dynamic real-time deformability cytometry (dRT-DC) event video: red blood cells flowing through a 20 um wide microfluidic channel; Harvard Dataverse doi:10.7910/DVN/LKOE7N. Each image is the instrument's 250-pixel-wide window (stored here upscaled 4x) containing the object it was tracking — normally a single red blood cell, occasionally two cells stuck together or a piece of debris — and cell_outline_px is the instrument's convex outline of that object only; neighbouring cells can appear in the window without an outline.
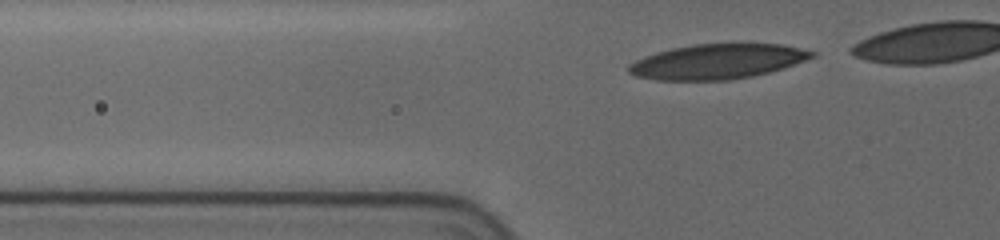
{"species": "human", "species_latin": "Homo sapiens", "temperature_condition": "cold", "stored_images_in_passage": 12, "camera_frame_rate_fps": 3000, "um_per_image_px": 0.085, "donor": {"sex": "female"}, "frame": {"image": 1, "passage_image": 4, "time_ms": 1.0, "image_size_px": [1000, 240], "cell_outline_px": [[816, 56], [784, 68], [752, 76], [728, 80], [656, 80], [636, 76], [628, 72], [628, 64], [644, 56], [656, 52], [672, 48], [692, 44], [780, 44], [800, 48], [816, 52]], "centroid_in_image_um": [60.96, 5.23], "position_along_channel_um": 64.8, "area_um2": 37.22}}
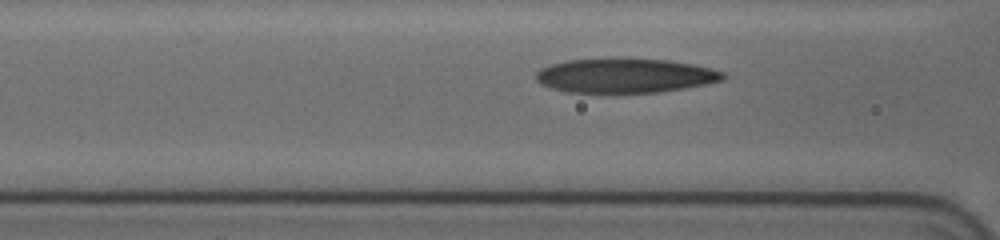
{"frame": {"image": 2, "passage_image": 9, "time_ms": 2.667, "image_size_px": [1000, 240], "cell_outline_px": [[728, 76], [724, 80], [708, 84], [684, 88], [656, 92], [568, 92], [552, 88], [536, 80], [536, 72], [540, 68], [548, 64], [564, 60], [612, 56], [628, 56], [668, 60], [692, 64], [712, 68], [724, 72]], "centroid_in_image_um": [53.14, 6.37], "position_along_channel_um": 113.5, "area_um2": 38.61}}